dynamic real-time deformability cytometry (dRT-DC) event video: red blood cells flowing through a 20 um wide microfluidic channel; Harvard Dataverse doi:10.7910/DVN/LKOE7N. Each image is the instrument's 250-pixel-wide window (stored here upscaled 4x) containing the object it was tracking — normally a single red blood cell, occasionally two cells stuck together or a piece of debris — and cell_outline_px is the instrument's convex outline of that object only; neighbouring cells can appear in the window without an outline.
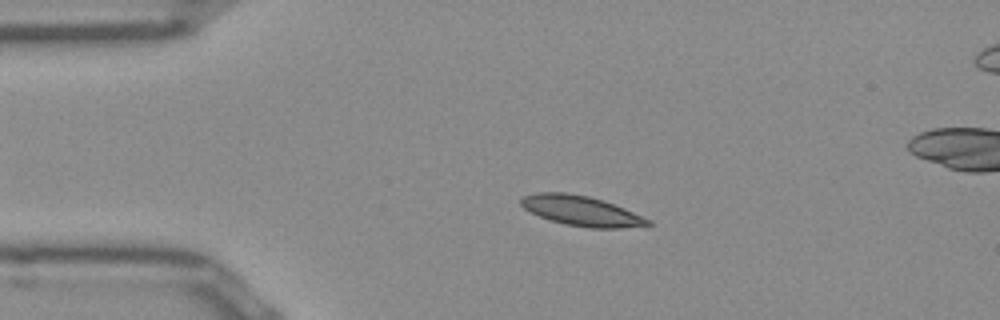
{"species": "Egyptian fruit bat (a non-hibernating species)", "species_latin": "Rousettus aegyptiacus", "temperature_condition": "room temperature", "stored_images_in_passage": 52, "camera_frame_rate_fps": 3000, "um_per_image_px": 0.085, "frame": {"image": 1, "passage_image": 10, "time_ms": 3.0, "image_size_px": [1000, 320], "cell_outline_px": [[652, 224], [620, 228], [588, 228], [564, 224], [540, 216], [524, 208], [520, 204], [520, 196], [536, 192], [564, 192], [588, 196], [604, 200], [624, 208], [652, 220]], "centroid_in_image_um": [49.4, 17.91], "position_along_channel_um": 35.6, "area_um2": 22.2}}
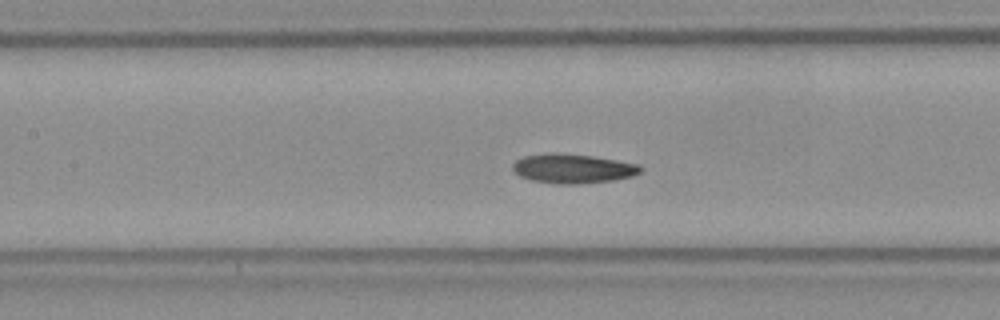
{"frame": {"image": 2, "passage_image": 22, "time_ms": 7.0, "image_size_px": [1000, 320], "cell_outline_px": [[644, 168], [640, 172], [632, 176], [612, 180], [576, 184], [556, 184], [532, 180], [520, 176], [512, 168], [512, 164], [516, 160], [524, 156], [548, 152], [556, 152], [592, 156], [640, 164]], "centroid_in_image_um": [48.68, 14.31], "position_along_channel_um": 158.7, "area_um2": 21.91}}
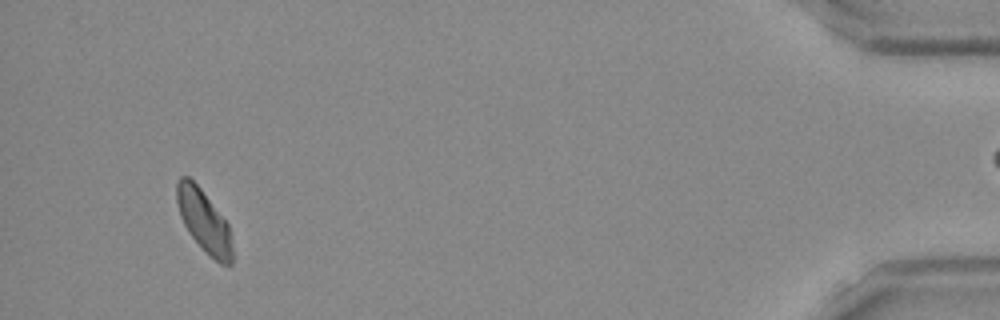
{"frame": {"image": 3, "passage_image": 48, "time_ms": 15.667, "image_size_px": [1000, 320], "cell_outline_px": [[232, 264], [220, 264], [188, 232], [180, 216], [176, 200], [176, 180], [180, 176], [188, 176], [200, 188], [228, 224], [232, 244]], "centroid_in_image_um": [17.31, 18.74], "position_along_channel_um": 417.9, "area_um2": 19.65}, "authors_computed_cell_mechanics": {"area_um2": 20.8947, "velocity_mm_per_s": 3.886, "shape_relaxation_time_tau1_ms": null, "shape_relaxation_time_tau2_ms": 5.96, "deformation_change_tau1": null, "deformation_change_tau2": 0.1052}}